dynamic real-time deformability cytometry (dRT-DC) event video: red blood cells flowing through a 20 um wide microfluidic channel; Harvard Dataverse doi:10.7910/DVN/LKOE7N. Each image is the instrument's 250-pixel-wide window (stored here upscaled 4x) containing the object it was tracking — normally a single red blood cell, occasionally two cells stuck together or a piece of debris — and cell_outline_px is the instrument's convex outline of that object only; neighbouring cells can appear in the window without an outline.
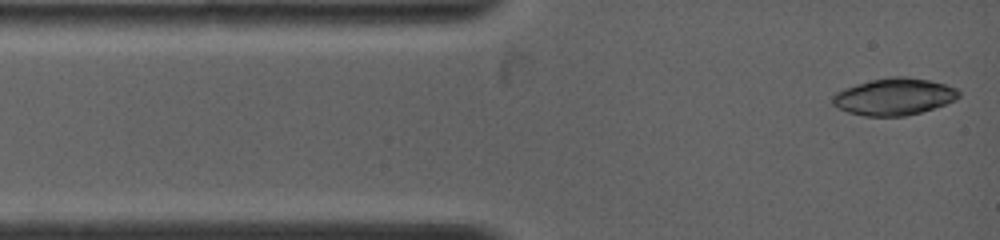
{"species": "common noctule bat (a hibernating species)", "species_latin": "Nyctalus noctula", "temperature_condition": "warm", "stored_images_in_passage": 6, "camera_frame_rate_fps": 4500, "um_per_image_px": 0.085, "animal": {"sex": "female", "body_mass_g": 19.0, "forearm_length_mm": 53.3}, "frame": {"image": 1, "passage_image": 1, "time_ms": 0.0, "image_size_px": [1000, 240], "cell_outline_px": [[960, 96], [956, 100], [920, 112], [904, 116], [864, 116], [848, 112], [832, 104], [832, 96], [836, 92], [856, 84], [872, 80], [892, 76], [908, 76], [928, 80], [944, 84], [956, 88], [960, 92]], "centroid_in_image_um": [76.0, 8.21], "position_along_channel_um": 9.0, "area_um2": 26.99}}